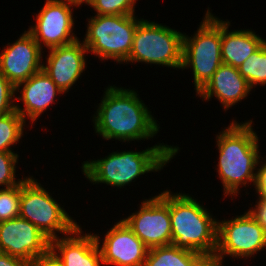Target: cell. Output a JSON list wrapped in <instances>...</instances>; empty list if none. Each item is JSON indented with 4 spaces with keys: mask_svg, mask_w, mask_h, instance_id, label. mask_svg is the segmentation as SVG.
<instances>
[{
    "mask_svg": "<svg viewBox=\"0 0 266 266\" xmlns=\"http://www.w3.org/2000/svg\"><path fill=\"white\" fill-rule=\"evenodd\" d=\"M94 115L95 132L106 140L122 142L150 139L159 124L134 90L109 86Z\"/></svg>",
    "mask_w": 266,
    "mask_h": 266,
    "instance_id": "1",
    "label": "cell"
},
{
    "mask_svg": "<svg viewBox=\"0 0 266 266\" xmlns=\"http://www.w3.org/2000/svg\"><path fill=\"white\" fill-rule=\"evenodd\" d=\"M249 121H232L216 136L219 150L217 172L223 184L224 196L231 195L232 199L239 193L240 186L246 187L250 182L255 185L256 182L255 170L261 158L260 140L253 131L252 120Z\"/></svg>",
    "mask_w": 266,
    "mask_h": 266,
    "instance_id": "2",
    "label": "cell"
},
{
    "mask_svg": "<svg viewBox=\"0 0 266 266\" xmlns=\"http://www.w3.org/2000/svg\"><path fill=\"white\" fill-rule=\"evenodd\" d=\"M179 151V147L164 143L137 151L112 152L98 160L84 161L82 171L93 184L105 183L124 188L145 173L163 169Z\"/></svg>",
    "mask_w": 266,
    "mask_h": 266,
    "instance_id": "3",
    "label": "cell"
},
{
    "mask_svg": "<svg viewBox=\"0 0 266 266\" xmlns=\"http://www.w3.org/2000/svg\"><path fill=\"white\" fill-rule=\"evenodd\" d=\"M172 244L200 254L217 249L218 220L189 194L169 190Z\"/></svg>",
    "mask_w": 266,
    "mask_h": 266,
    "instance_id": "4",
    "label": "cell"
},
{
    "mask_svg": "<svg viewBox=\"0 0 266 266\" xmlns=\"http://www.w3.org/2000/svg\"><path fill=\"white\" fill-rule=\"evenodd\" d=\"M222 20L208 9L193 37L183 34L182 67L192 68L198 93L223 63L221 59Z\"/></svg>",
    "mask_w": 266,
    "mask_h": 266,
    "instance_id": "5",
    "label": "cell"
},
{
    "mask_svg": "<svg viewBox=\"0 0 266 266\" xmlns=\"http://www.w3.org/2000/svg\"><path fill=\"white\" fill-rule=\"evenodd\" d=\"M134 15H95L88 19L83 44L102 60H127L132 49L133 37L138 23Z\"/></svg>",
    "mask_w": 266,
    "mask_h": 266,
    "instance_id": "6",
    "label": "cell"
},
{
    "mask_svg": "<svg viewBox=\"0 0 266 266\" xmlns=\"http://www.w3.org/2000/svg\"><path fill=\"white\" fill-rule=\"evenodd\" d=\"M183 33L142 19L133 37L127 62H145L173 69L182 67Z\"/></svg>",
    "mask_w": 266,
    "mask_h": 266,
    "instance_id": "7",
    "label": "cell"
},
{
    "mask_svg": "<svg viewBox=\"0 0 266 266\" xmlns=\"http://www.w3.org/2000/svg\"><path fill=\"white\" fill-rule=\"evenodd\" d=\"M19 216L35 225L50 240L71 234L79 225L35 178L21 181Z\"/></svg>",
    "mask_w": 266,
    "mask_h": 266,
    "instance_id": "8",
    "label": "cell"
},
{
    "mask_svg": "<svg viewBox=\"0 0 266 266\" xmlns=\"http://www.w3.org/2000/svg\"><path fill=\"white\" fill-rule=\"evenodd\" d=\"M266 248V230L249 211L231 220H218L217 249L219 256L246 259Z\"/></svg>",
    "mask_w": 266,
    "mask_h": 266,
    "instance_id": "9",
    "label": "cell"
},
{
    "mask_svg": "<svg viewBox=\"0 0 266 266\" xmlns=\"http://www.w3.org/2000/svg\"><path fill=\"white\" fill-rule=\"evenodd\" d=\"M122 220L148 248L172 244L169 190L145 199L138 211Z\"/></svg>",
    "mask_w": 266,
    "mask_h": 266,
    "instance_id": "10",
    "label": "cell"
},
{
    "mask_svg": "<svg viewBox=\"0 0 266 266\" xmlns=\"http://www.w3.org/2000/svg\"><path fill=\"white\" fill-rule=\"evenodd\" d=\"M71 7L74 6L66 0H46L36 15V24L28 29L42 50L45 46L49 50L78 40L73 33L75 23Z\"/></svg>",
    "mask_w": 266,
    "mask_h": 266,
    "instance_id": "11",
    "label": "cell"
},
{
    "mask_svg": "<svg viewBox=\"0 0 266 266\" xmlns=\"http://www.w3.org/2000/svg\"><path fill=\"white\" fill-rule=\"evenodd\" d=\"M51 240L20 216L0 222V252L29 262L50 251Z\"/></svg>",
    "mask_w": 266,
    "mask_h": 266,
    "instance_id": "12",
    "label": "cell"
},
{
    "mask_svg": "<svg viewBox=\"0 0 266 266\" xmlns=\"http://www.w3.org/2000/svg\"><path fill=\"white\" fill-rule=\"evenodd\" d=\"M104 265L143 266L149 248L132 232L123 220L115 223L105 234L102 245L100 236L94 234ZM101 246V247H100Z\"/></svg>",
    "mask_w": 266,
    "mask_h": 266,
    "instance_id": "13",
    "label": "cell"
},
{
    "mask_svg": "<svg viewBox=\"0 0 266 266\" xmlns=\"http://www.w3.org/2000/svg\"><path fill=\"white\" fill-rule=\"evenodd\" d=\"M42 49L28 32L13 44H7L0 54V73L15 87L42 70Z\"/></svg>",
    "mask_w": 266,
    "mask_h": 266,
    "instance_id": "14",
    "label": "cell"
},
{
    "mask_svg": "<svg viewBox=\"0 0 266 266\" xmlns=\"http://www.w3.org/2000/svg\"><path fill=\"white\" fill-rule=\"evenodd\" d=\"M46 65L42 70L51 78L62 93L68 90L78 81L81 73L85 71V53H88L83 42H75L49 49Z\"/></svg>",
    "mask_w": 266,
    "mask_h": 266,
    "instance_id": "15",
    "label": "cell"
},
{
    "mask_svg": "<svg viewBox=\"0 0 266 266\" xmlns=\"http://www.w3.org/2000/svg\"><path fill=\"white\" fill-rule=\"evenodd\" d=\"M82 232L79 225L71 234L52 239L50 250L64 266L104 265L94 233Z\"/></svg>",
    "mask_w": 266,
    "mask_h": 266,
    "instance_id": "16",
    "label": "cell"
},
{
    "mask_svg": "<svg viewBox=\"0 0 266 266\" xmlns=\"http://www.w3.org/2000/svg\"><path fill=\"white\" fill-rule=\"evenodd\" d=\"M20 87L22 88L21 90ZM16 92H21V95L16 97V100L22 101L24 105V108H22L20 105L16 104V111L25 121L27 119L26 117H29L32 123H34L53 102L55 103V101H57L55 100L57 94H62L57 85L43 70L35 73L26 81L19 83L16 86Z\"/></svg>",
    "mask_w": 266,
    "mask_h": 266,
    "instance_id": "17",
    "label": "cell"
},
{
    "mask_svg": "<svg viewBox=\"0 0 266 266\" xmlns=\"http://www.w3.org/2000/svg\"><path fill=\"white\" fill-rule=\"evenodd\" d=\"M251 88L238 68L222 63L207 84L197 93L205 101L215 96L224 110L247 97Z\"/></svg>",
    "mask_w": 266,
    "mask_h": 266,
    "instance_id": "18",
    "label": "cell"
},
{
    "mask_svg": "<svg viewBox=\"0 0 266 266\" xmlns=\"http://www.w3.org/2000/svg\"><path fill=\"white\" fill-rule=\"evenodd\" d=\"M229 21H222L221 59L224 64L238 68L265 41L252 30L229 31Z\"/></svg>",
    "mask_w": 266,
    "mask_h": 266,
    "instance_id": "19",
    "label": "cell"
},
{
    "mask_svg": "<svg viewBox=\"0 0 266 266\" xmlns=\"http://www.w3.org/2000/svg\"><path fill=\"white\" fill-rule=\"evenodd\" d=\"M202 254L173 244L149 248L143 266H193Z\"/></svg>",
    "mask_w": 266,
    "mask_h": 266,
    "instance_id": "20",
    "label": "cell"
},
{
    "mask_svg": "<svg viewBox=\"0 0 266 266\" xmlns=\"http://www.w3.org/2000/svg\"><path fill=\"white\" fill-rule=\"evenodd\" d=\"M238 71L251 89L257 84L266 85V41L238 67Z\"/></svg>",
    "mask_w": 266,
    "mask_h": 266,
    "instance_id": "21",
    "label": "cell"
},
{
    "mask_svg": "<svg viewBox=\"0 0 266 266\" xmlns=\"http://www.w3.org/2000/svg\"><path fill=\"white\" fill-rule=\"evenodd\" d=\"M25 119L15 110L0 115V152L15 153L11 146L17 144L23 137Z\"/></svg>",
    "mask_w": 266,
    "mask_h": 266,
    "instance_id": "22",
    "label": "cell"
},
{
    "mask_svg": "<svg viewBox=\"0 0 266 266\" xmlns=\"http://www.w3.org/2000/svg\"><path fill=\"white\" fill-rule=\"evenodd\" d=\"M21 182L9 188H0V222L19 216Z\"/></svg>",
    "mask_w": 266,
    "mask_h": 266,
    "instance_id": "23",
    "label": "cell"
},
{
    "mask_svg": "<svg viewBox=\"0 0 266 266\" xmlns=\"http://www.w3.org/2000/svg\"><path fill=\"white\" fill-rule=\"evenodd\" d=\"M137 0H94L93 7L96 15H134Z\"/></svg>",
    "mask_w": 266,
    "mask_h": 266,
    "instance_id": "24",
    "label": "cell"
},
{
    "mask_svg": "<svg viewBox=\"0 0 266 266\" xmlns=\"http://www.w3.org/2000/svg\"><path fill=\"white\" fill-rule=\"evenodd\" d=\"M19 155L17 153L0 152V186L4 188L18 185L23 179L16 181V163Z\"/></svg>",
    "mask_w": 266,
    "mask_h": 266,
    "instance_id": "25",
    "label": "cell"
},
{
    "mask_svg": "<svg viewBox=\"0 0 266 266\" xmlns=\"http://www.w3.org/2000/svg\"><path fill=\"white\" fill-rule=\"evenodd\" d=\"M16 87L0 73V115H5L16 110Z\"/></svg>",
    "mask_w": 266,
    "mask_h": 266,
    "instance_id": "26",
    "label": "cell"
},
{
    "mask_svg": "<svg viewBox=\"0 0 266 266\" xmlns=\"http://www.w3.org/2000/svg\"><path fill=\"white\" fill-rule=\"evenodd\" d=\"M256 171L255 190L258 193L259 198L266 200V161L260 165Z\"/></svg>",
    "mask_w": 266,
    "mask_h": 266,
    "instance_id": "27",
    "label": "cell"
},
{
    "mask_svg": "<svg viewBox=\"0 0 266 266\" xmlns=\"http://www.w3.org/2000/svg\"><path fill=\"white\" fill-rule=\"evenodd\" d=\"M253 208L248 211L266 230V200L258 197V202Z\"/></svg>",
    "mask_w": 266,
    "mask_h": 266,
    "instance_id": "28",
    "label": "cell"
},
{
    "mask_svg": "<svg viewBox=\"0 0 266 266\" xmlns=\"http://www.w3.org/2000/svg\"><path fill=\"white\" fill-rule=\"evenodd\" d=\"M223 257L218 254H202L193 266H224Z\"/></svg>",
    "mask_w": 266,
    "mask_h": 266,
    "instance_id": "29",
    "label": "cell"
},
{
    "mask_svg": "<svg viewBox=\"0 0 266 266\" xmlns=\"http://www.w3.org/2000/svg\"><path fill=\"white\" fill-rule=\"evenodd\" d=\"M31 266H64V264L50 250L41 258L33 260Z\"/></svg>",
    "mask_w": 266,
    "mask_h": 266,
    "instance_id": "30",
    "label": "cell"
},
{
    "mask_svg": "<svg viewBox=\"0 0 266 266\" xmlns=\"http://www.w3.org/2000/svg\"><path fill=\"white\" fill-rule=\"evenodd\" d=\"M0 266H31V262L0 252Z\"/></svg>",
    "mask_w": 266,
    "mask_h": 266,
    "instance_id": "31",
    "label": "cell"
},
{
    "mask_svg": "<svg viewBox=\"0 0 266 266\" xmlns=\"http://www.w3.org/2000/svg\"><path fill=\"white\" fill-rule=\"evenodd\" d=\"M73 6L80 7L81 4L86 3L88 6L94 1V0H66Z\"/></svg>",
    "mask_w": 266,
    "mask_h": 266,
    "instance_id": "32",
    "label": "cell"
}]
</instances>
